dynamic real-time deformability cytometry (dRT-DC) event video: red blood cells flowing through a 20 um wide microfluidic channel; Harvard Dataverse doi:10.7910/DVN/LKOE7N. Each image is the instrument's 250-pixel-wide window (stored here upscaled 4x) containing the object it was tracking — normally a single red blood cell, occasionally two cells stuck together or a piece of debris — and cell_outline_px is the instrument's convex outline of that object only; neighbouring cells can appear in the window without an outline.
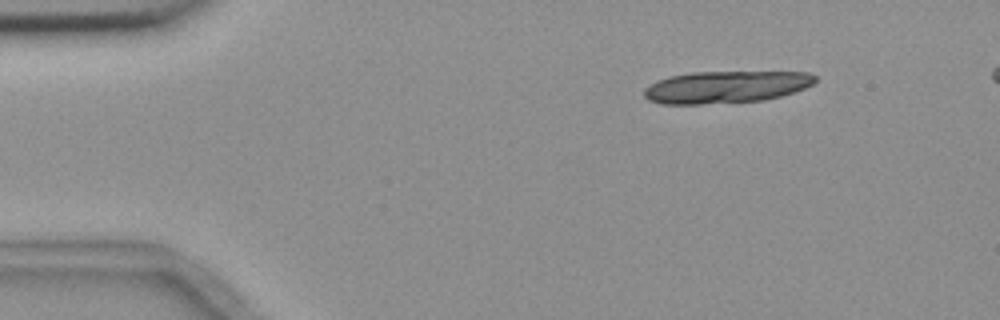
{"species": "common noctule bat (a hibernating species)", "species_latin": "Nyctalus noctula", "temperature_condition": "room temperature", "stored_images_in_passage": 8, "segment_of_instrument_passage": [1, 2], "camera_frame_rate_fps": 3000, "um_per_image_px": 0.085, "animal": {"sex": "female", "body_mass_g": 18.4}, "frame": {"image": 1, "passage_image": 2, "time_ms": 1.333, "image_size_px": [1000, 320], "cell_outline_px": [[816, 80], [812, 84], [804, 88], [780, 96], [764, 100], [700, 104], [660, 104], [648, 100], [644, 96], [644, 88], [656, 80], [672, 76], [692, 72], [808, 72], [816, 76]], "centroid_in_image_um": [61.67, 7.39], "position_along_channel_um": 23.3, "area_um2": 31.91}}